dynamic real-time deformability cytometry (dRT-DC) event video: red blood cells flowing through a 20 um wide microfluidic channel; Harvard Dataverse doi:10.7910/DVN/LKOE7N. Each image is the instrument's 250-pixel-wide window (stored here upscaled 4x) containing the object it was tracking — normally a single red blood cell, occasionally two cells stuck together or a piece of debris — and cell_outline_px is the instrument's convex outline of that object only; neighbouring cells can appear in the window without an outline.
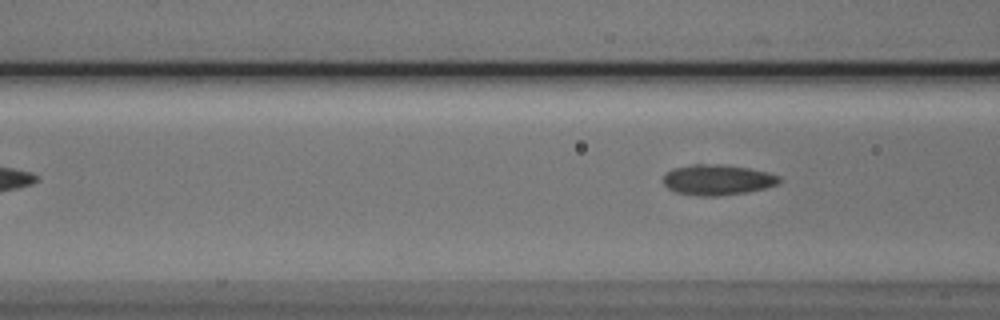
{"species": "Egyptian fruit bat (a non-hibernating species)", "species_latin": "Rousettus aegyptiacus", "temperature_condition": "cold", "stored_images_in_passage": 3, "camera_frame_rate_fps": 3000, "um_per_image_px": 0.085, "animal": {"sex": "male"}, "frame": {"image": 1, "passage_image": 3, "time_ms": 2.333, "image_size_px": [1000, 320], "cell_outline_px": [[780, 180], [776, 184], [764, 188], [748, 192], [716, 196], [700, 196], [676, 192], [668, 188], [664, 184], [664, 172], [672, 168], [692, 164], [720, 164], [748, 168], [768, 172], [780, 176]], "centroid_in_image_um": [60.95, 15.27], "position_along_channel_um": 105.7, "area_um2": 20.63}}